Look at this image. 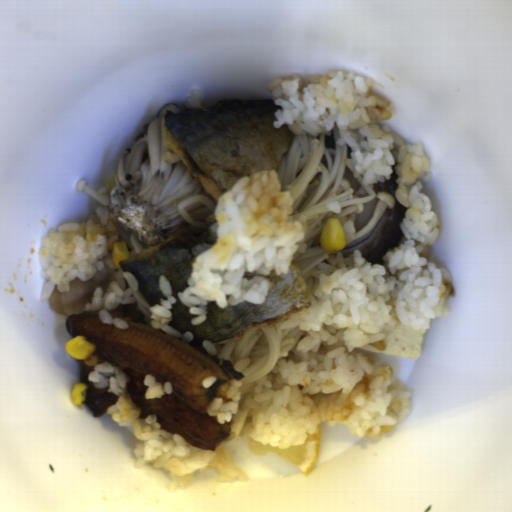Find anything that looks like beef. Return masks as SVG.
Listing matches in <instances>:
<instances>
[{
	"label": "beef",
	"mask_w": 512,
	"mask_h": 512,
	"mask_svg": "<svg viewBox=\"0 0 512 512\" xmlns=\"http://www.w3.org/2000/svg\"><path fill=\"white\" fill-rule=\"evenodd\" d=\"M101 282L82 279L80 277L72 278L71 290H58L55 283L48 296L50 309L52 312L70 317L84 311L85 305L92 303L96 289H101Z\"/></svg>",
	"instance_id": "1"
}]
</instances>
